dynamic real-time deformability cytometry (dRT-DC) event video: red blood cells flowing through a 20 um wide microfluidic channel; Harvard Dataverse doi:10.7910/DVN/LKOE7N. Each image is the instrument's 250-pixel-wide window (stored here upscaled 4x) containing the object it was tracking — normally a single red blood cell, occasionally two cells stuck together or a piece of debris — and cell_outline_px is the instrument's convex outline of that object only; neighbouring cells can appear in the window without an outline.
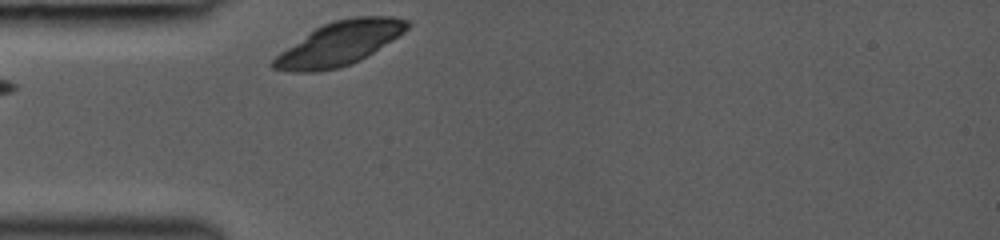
{"species": "common noctule bat (a hibernating species)", "species_latin": "Nyctalus noctula", "temperature_condition": "room temperature", "stored_images_in_passage": 1, "camera_frame_rate_fps": 3000, "um_per_image_px": 0.085, "animal": {"sex": "female", "body_mass_g": 19.0, "forearm_length_mm": 53.3}, "frame": {"image": 1, "passage_image": 1, "time_ms": 0.0, "image_size_px": [1000, 240], "cell_outline_px": [[412, 24], [404, 32], [392, 40], [360, 60], [336, 68], [316, 72], [292, 72], [272, 68], [268, 64], [280, 52], [316, 28], [324, 24], [336, 20], [352, 16], [392, 16], [408, 20]], "centroid_in_image_um": [28.85, 3.69], "position_along_channel_um": 56.1, "area_um2": 33.76}}